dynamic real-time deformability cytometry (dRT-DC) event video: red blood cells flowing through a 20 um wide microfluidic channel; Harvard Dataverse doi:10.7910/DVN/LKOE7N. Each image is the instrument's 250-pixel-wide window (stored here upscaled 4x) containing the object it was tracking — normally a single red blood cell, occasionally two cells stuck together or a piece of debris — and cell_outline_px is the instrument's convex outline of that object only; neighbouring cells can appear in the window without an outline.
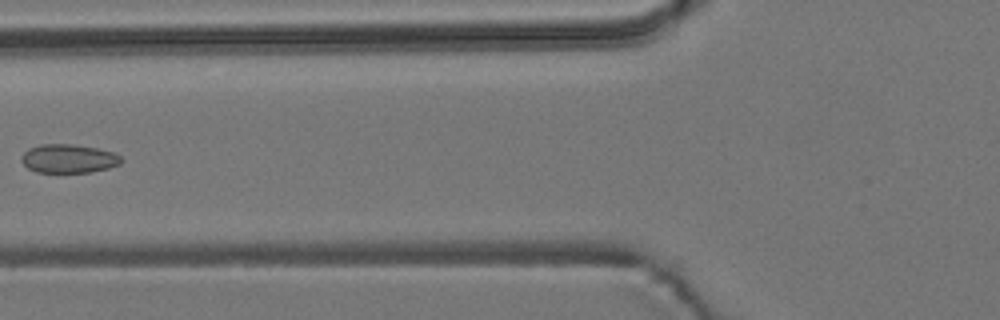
{"species": "common noctule bat (a hibernating species)", "species_latin": "Nyctalus noctula", "temperature_condition": "room temperature", "stored_images_in_passage": 5, "camera_frame_rate_fps": 3000, "um_per_image_px": 0.085, "animal": {"sex": "male", "body_mass_g": 19.2, "forearm_length_mm": 51.8}, "frame": {"image": 1, "passage_image": 5, "time_ms": 4.667, "image_size_px": [1000, 320], "cell_outline_px": [[124, 160], [120, 164], [108, 168], [88, 172], [36, 172], [28, 168], [20, 160], [20, 156], [28, 148], [40, 144], [72, 144], [96, 148], [116, 152]], "centroid_in_image_um": [5.83, 13.47], "position_along_channel_um": 120.0, "area_um2": 16.82}}